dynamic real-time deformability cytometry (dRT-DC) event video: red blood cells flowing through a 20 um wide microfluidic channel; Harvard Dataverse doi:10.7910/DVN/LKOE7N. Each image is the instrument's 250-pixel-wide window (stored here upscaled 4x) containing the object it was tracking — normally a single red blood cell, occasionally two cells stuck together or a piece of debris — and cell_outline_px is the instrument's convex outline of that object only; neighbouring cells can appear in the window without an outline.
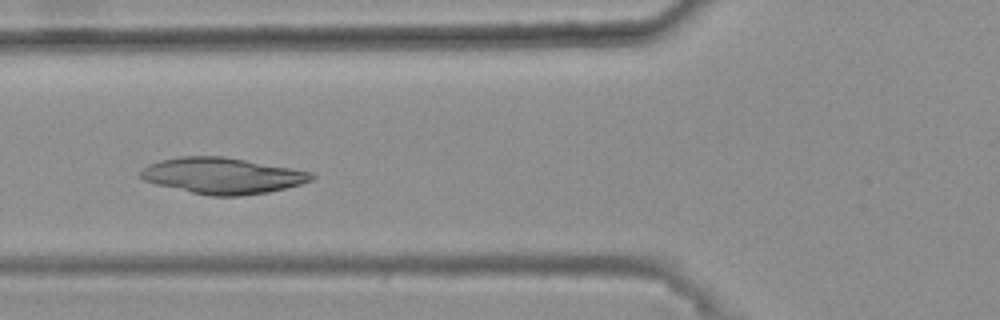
{"species": "common noctule bat (a hibernating species)", "species_latin": "Nyctalus noctula", "temperature_condition": "warm", "stored_images_in_passage": 26, "camera_frame_rate_fps": 3000, "um_per_image_px": 0.085, "animal": {"sex": "female", "body_mass_g": 25.1}, "frame": {"image": 1, "passage_image": 4, "time_ms": 1.0, "image_size_px": [1000, 320], "cell_outline_px": [[316, 176], [312, 180], [300, 184], [268, 192], [240, 196], [212, 196], [192, 192], [156, 184], [144, 180], [140, 176], [140, 172], [148, 164], [160, 160], [180, 156], [224, 156], [312, 172]], "centroid_in_image_um": [18.9, 14.93], "position_along_channel_um": 106.9, "area_um2": 35.66}}
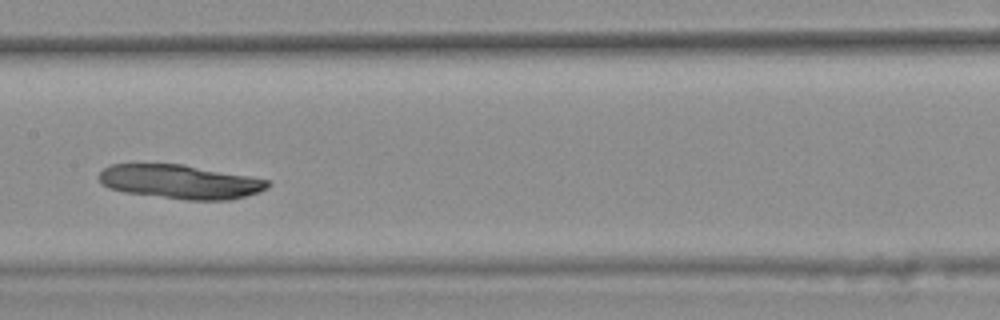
{"frame": {"image": 2, "passage_image": 11, "time_ms": 3.333, "image_size_px": [1000, 320], "cell_outline_px": [[272, 184], [268, 188], [260, 192], [232, 200], [188, 200], [124, 192], [108, 188], [100, 184], [96, 176], [104, 168], [112, 164], [184, 164], [248, 176], [268, 180]], "centroid_in_image_um": [15.3, 15.45], "position_along_channel_um": 192.1, "area_um2": 33.7}}
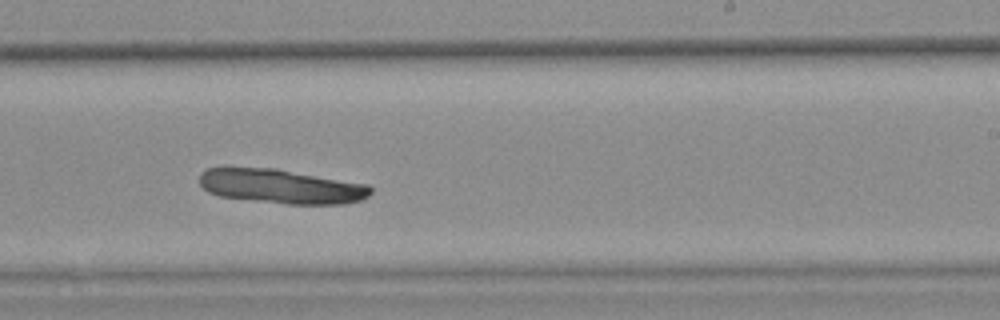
{"frame": {"image": 3, "passage_image": 17, "time_ms": 5.333, "image_size_px": [1000, 320], "cell_outline_px": [[372, 192], [368, 196], [360, 200], [344, 204], [284, 204], [220, 196], [208, 192], [200, 184], [200, 172], [208, 168], [224, 164], [276, 168], [368, 184], [372, 188]], "centroid_in_image_um": [23.82, 15.79], "position_along_channel_um": 265.2, "area_um2": 35.26}}